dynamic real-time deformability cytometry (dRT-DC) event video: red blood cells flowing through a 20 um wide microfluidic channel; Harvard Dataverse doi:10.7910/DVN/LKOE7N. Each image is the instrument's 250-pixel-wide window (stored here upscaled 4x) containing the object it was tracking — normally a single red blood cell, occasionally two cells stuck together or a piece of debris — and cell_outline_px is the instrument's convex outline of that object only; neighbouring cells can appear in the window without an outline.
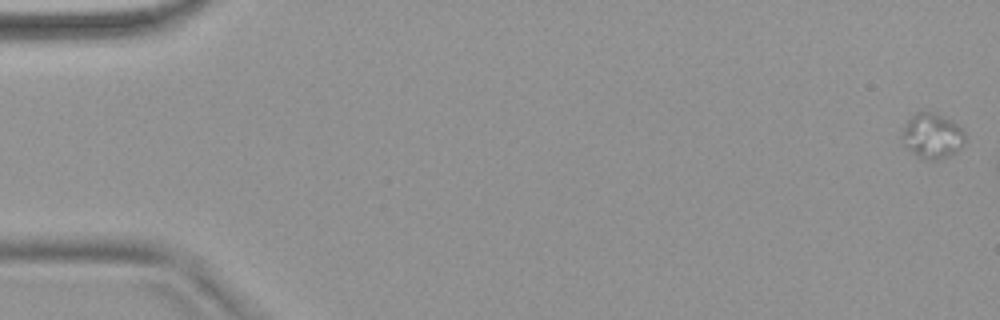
{"species": "common noctule bat (a hibernating species)", "species_latin": "Nyctalus noctula", "temperature_condition": "warm", "stored_images_in_passage": 5, "camera_frame_rate_fps": 3000, "um_per_image_px": 0.085, "animal": {"sex": "female", "body_mass_g": 18.4}, "frame": {"image": 1, "passage_image": 1, "time_ms": 0.0, "image_size_px": [1000, 320], "cell_outline_px": [[964, 144], [956, 152], [940, 160], [924, 160], [900, 144], [900, 136], [908, 120], [920, 108], [936, 112], [952, 120], [964, 128]], "centroid_in_image_um": [79.22, 11.52], "position_along_channel_um": 5.8, "area_um2": 17.28}}